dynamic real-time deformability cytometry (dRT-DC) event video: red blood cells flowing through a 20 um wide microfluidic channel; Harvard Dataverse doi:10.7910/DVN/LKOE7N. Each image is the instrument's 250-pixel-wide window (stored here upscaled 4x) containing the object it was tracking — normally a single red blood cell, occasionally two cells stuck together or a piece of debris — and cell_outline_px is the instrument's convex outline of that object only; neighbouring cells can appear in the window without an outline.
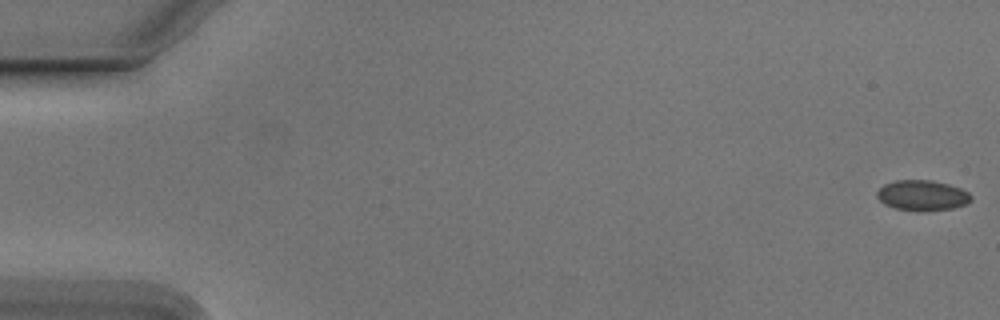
{"species": "Egyptian fruit bat (a non-hibernating species)", "species_latin": "Rousettus aegyptiacus", "temperature_condition": "cold", "stored_images_in_passage": 11, "camera_frame_rate_fps": 3000, "um_per_image_px": 0.085, "animal": {"sex": "male"}, "frame": {"image": 1, "passage_image": 1, "time_ms": 0.0, "image_size_px": [1000, 320], "cell_outline_px": [[972, 200], [968, 204], [952, 208], [896, 208], [884, 204], [876, 196], [876, 192], [884, 184], [896, 180], [932, 180], [948, 184], [960, 188], [968, 192], [972, 196]], "centroid_in_image_um": [78.41, 16.55], "position_along_channel_um": 6.6, "area_um2": 16.01}}